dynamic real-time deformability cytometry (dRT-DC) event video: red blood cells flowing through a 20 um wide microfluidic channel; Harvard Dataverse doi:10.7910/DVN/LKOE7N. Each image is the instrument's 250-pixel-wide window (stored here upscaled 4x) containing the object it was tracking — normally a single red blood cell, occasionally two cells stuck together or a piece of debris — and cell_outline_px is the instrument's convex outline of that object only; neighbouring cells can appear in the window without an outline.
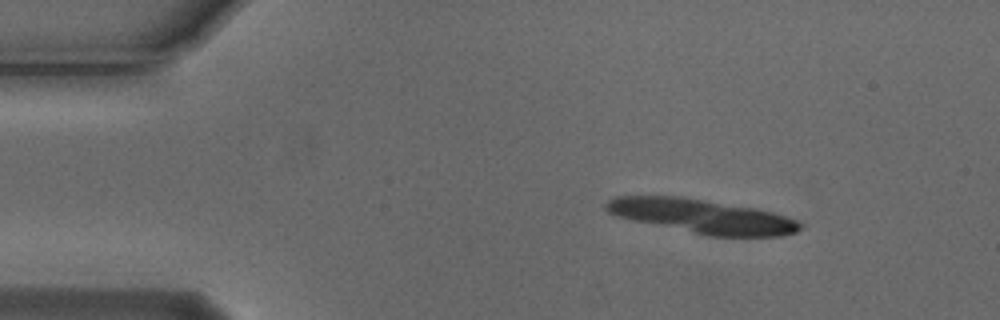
{"species": "Egyptian fruit bat (a non-hibernating species)", "species_latin": "Rousettus aegyptiacus", "temperature_condition": "cold", "stored_images_in_passage": 5, "camera_frame_rate_fps": 3000, "um_per_image_px": 0.085, "animal": {"sex": "male"}, "frame": {"image": 1, "passage_image": 3, "time_ms": 0.667, "image_size_px": [1000, 320], "cell_outline_px": [[804, 224], [796, 232], [780, 236], [708, 236], [632, 220], [616, 216], [608, 212], [604, 208], [604, 204], [608, 200], [616, 196], [680, 196], [752, 208], [772, 212], [796, 220]], "centroid_in_image_um": [59.64, 18.38], "position_along_channel_um": 25.4, "area_um2": 38.21}}